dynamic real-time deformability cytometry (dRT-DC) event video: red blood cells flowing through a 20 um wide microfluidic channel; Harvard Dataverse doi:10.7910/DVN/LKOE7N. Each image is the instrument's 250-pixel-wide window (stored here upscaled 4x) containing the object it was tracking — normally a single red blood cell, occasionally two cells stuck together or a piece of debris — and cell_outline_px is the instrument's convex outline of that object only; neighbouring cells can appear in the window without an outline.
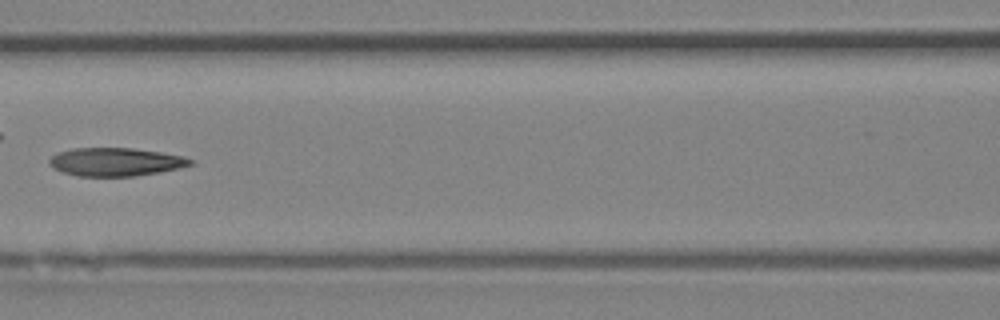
{"species": "Egyptian fruit bat (a non-hibernating species)", "species_latin": "Rousettus aegyptiacus", "temperature_condition": "room temperature", "stored_images_in_passage": 41, "camera_frame_rate_fps": 3000, "um_per_image_px": 0.085, "animal": {"sex": "female"}, "frame": {"image": 1, "passage_image": 18, "time_ms": 5.667, "image_size_px": [1000, 320], "cell_outline_px": [[196, 160], [192, 164], [180, 168], [160, 172], [132, 176], [76, 176], [52, 168], [48, 164], [48, 160], [52, 156], [60, 152], [72, 148], [132, 148], [160, 152], [184, 156]], "centroid_in_image_um": [9.84, 13.76], "position_along_channel_um": 156.8, "area_um2": 23.29}}